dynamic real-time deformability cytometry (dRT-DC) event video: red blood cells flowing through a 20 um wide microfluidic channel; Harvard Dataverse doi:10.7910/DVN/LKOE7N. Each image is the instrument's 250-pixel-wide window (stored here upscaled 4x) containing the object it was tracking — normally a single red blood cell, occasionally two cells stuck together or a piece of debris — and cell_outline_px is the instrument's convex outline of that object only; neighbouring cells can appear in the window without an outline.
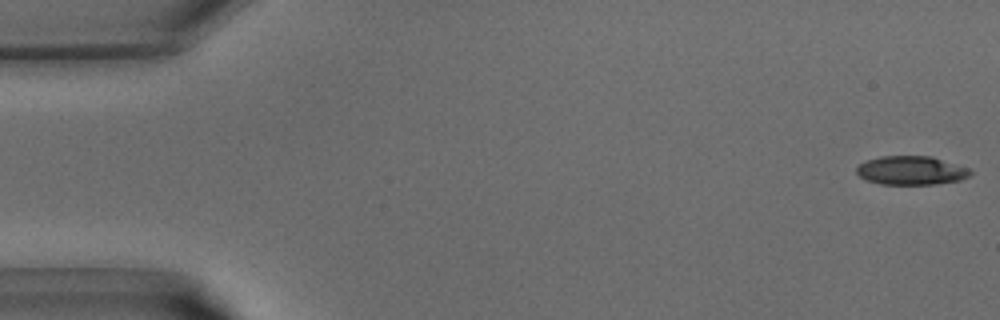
{"species": "common noctule bat (a hibernating species)", "species_latin": "Nyctalus noctula", "temperature_condition": "warm", "stored_images_in_passage": 40, "camera_frame_rate_fps": 3000, "um_per_image_px": 0.085, "animal": {"sex": "male", "body_mass_g": 15.6}, "frame": {"image": 1, "passage_image": 1, "time_ms": 0.0, "image_size_px": [1000, 320], "cell_outline_px": [[972, 172], [968, 176], [960, 180], [936, 184], [880, 184], [868, 180], [860, 176], [856, 172], [856, 168], [860, 164], [868, 160], [880, 156], [932, 156], [968, 168]], "centroid_in_image_um": [77.45, 14.48], "position_along_channel_um": 7.5, "area_um2": 18.9}}
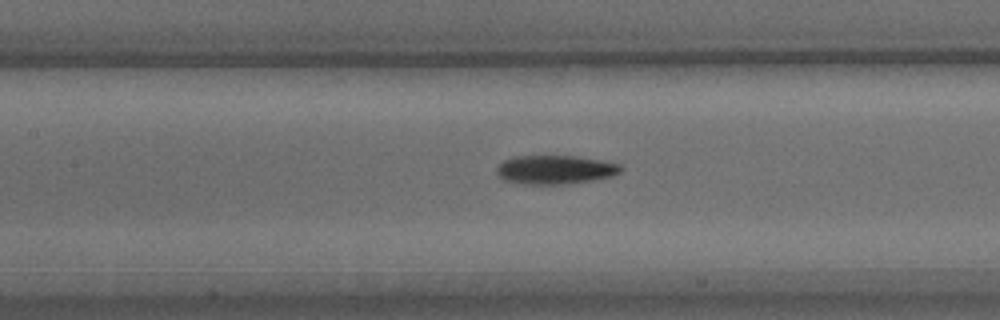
{"frame": {"image": 2, "passage_image": 18, "time_ms": 5.667, "image_size_px": [1000, 320], "cell_outline_px": [[624, 168], [620, 172], [612, 176], [592, 180], [564, 184], [524, 184], [504, 180], [496, 176], [496, 168], [504, 160], [516, 156], [576, 156], [620, 164]], "centroid_in_image_um": [47.16, 14.42], "position_along_channel_um": 160.2, "area_um2": 20.81}}
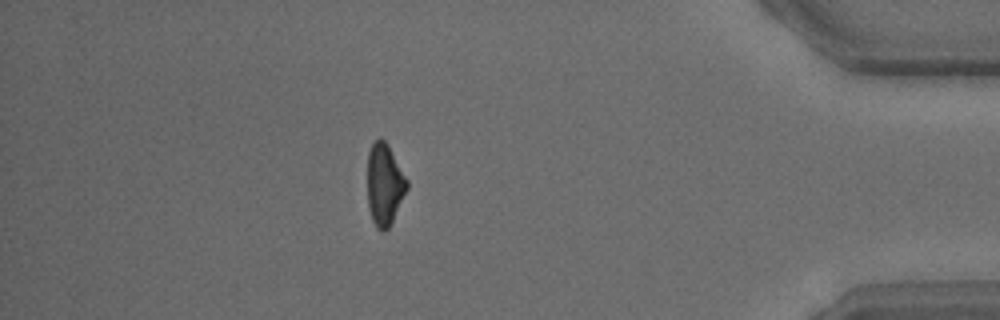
{"frame": {"image": 3, "passage_image": 35, "time_ms": 11.333, "image_size_px": [1000, 320], "cell_outline_px": [[408, 188], [388, 228], [384, 232], [380, 232], [376, 228], [372, 220], [368, 208], [368, 152], [372, 144], [380, 136], [388, 144], [408, 180]], "centroid_in_image_um": [32.68, 15.68], "position_along_channel_um": 402.5, "area_um2": 18.84}}